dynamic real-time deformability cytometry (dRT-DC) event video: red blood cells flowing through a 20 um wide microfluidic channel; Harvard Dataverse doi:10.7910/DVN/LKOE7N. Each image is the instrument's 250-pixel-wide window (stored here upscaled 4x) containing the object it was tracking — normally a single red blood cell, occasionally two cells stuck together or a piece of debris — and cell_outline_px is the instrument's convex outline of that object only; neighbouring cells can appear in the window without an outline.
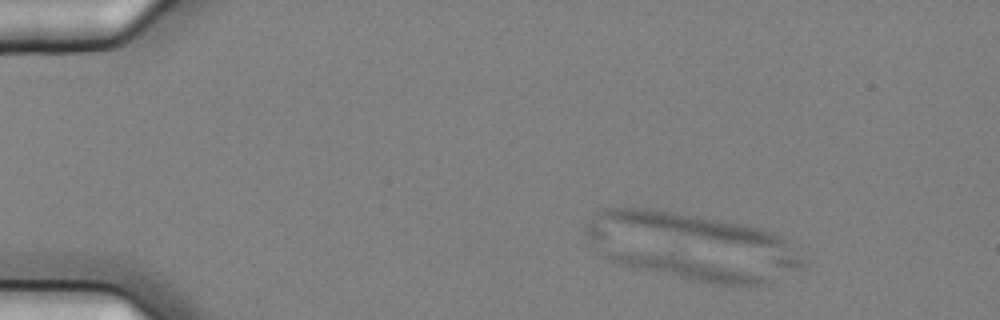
{"species": "common noctule bat (a hibernating species)", "species_latin": "Nyctalus noctula", "temperature_condition": "cold", "stored_images_in_passage": 5, "camera_frame_rate_fps": 3000, "um_per_image_px": 0.085, "animal": {"sex": "female", "body_mass_g": 25.1}, "frame": {"image": 1, "passage_image": 2, "time_ms": 0.333, "image_size_px": [1000, 320], "cell_outline_px": [[768, 284], [716, 284], [688, 280], [616, 264], [608, 260], [604, 256], [608, 252], [684, 256], [748, 272], [760, 276], [768, 280]], "centroid_in_image_um": [58.28, 22.82], "position_along_channel_um": 26.7, "area_um2": 19.13}}